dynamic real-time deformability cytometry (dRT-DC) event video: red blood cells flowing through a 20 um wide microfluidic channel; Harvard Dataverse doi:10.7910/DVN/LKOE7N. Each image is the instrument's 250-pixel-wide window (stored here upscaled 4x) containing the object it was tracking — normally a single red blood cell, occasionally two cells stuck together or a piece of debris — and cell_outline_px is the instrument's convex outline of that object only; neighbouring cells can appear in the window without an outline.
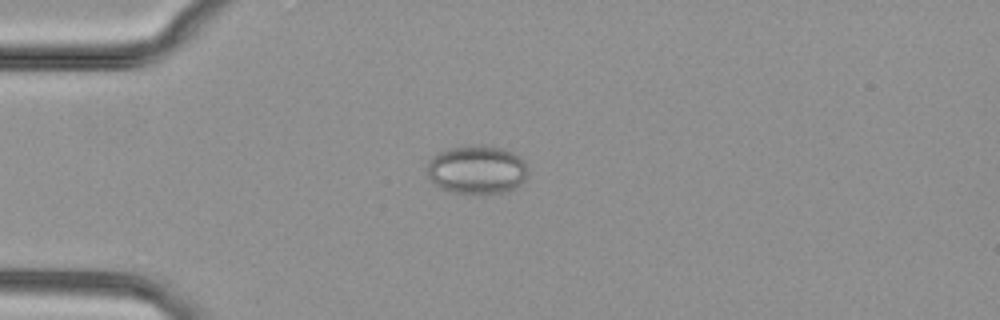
{"species": "common noctule bat (a hibernating species)", "species_latin": "Nyctalus noctula", "temperature_condition": "cold", "stored_images_in_passage": 6, "camera_frame_rate_fps": 3000, "um_per_image_px": 0.085, "animal": {"sex": "female", "body_mass_g": 29.2, "forearm_length_mm": 56.3}, "frame": {"image": 1, "passage_image": 6, "time_ms": 6.667, "image_size_px": [1000, 320], "cell_outline_px": [[528, 172], [524, 180], [516, 188], [508, 192], [488, 196], [476, 196], [452, 192], [440, 188], [428, 176], [428, 160], [432, 156], [440, 152], [452, 148], [468, 144], [484, 144], [504, 148], [520, 156], [524, 160]], "centroid_in_image_um": [40.57, 14.45], "position_along_channel_um": 44.4, "area_um2": 29.59}}